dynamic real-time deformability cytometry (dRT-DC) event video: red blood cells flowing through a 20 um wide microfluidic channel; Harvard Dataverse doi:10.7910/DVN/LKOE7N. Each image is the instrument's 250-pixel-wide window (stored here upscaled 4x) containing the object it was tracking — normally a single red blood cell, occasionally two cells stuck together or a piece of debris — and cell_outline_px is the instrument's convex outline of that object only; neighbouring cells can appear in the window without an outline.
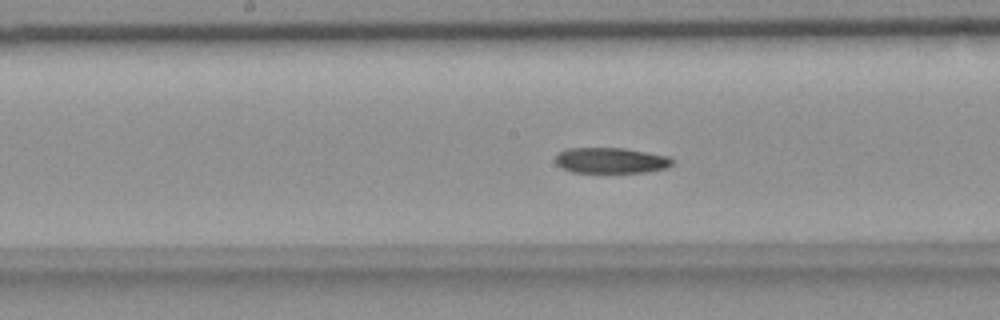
{"species": "common noctule bat (a hibernating species)", "species_latin": "Nyctalus noctula", "temperature_condition": "room temperature", "stored_images_in_passage": 49, "camera_frame_rate_fps": 3000, "um_per_image_px": 0.085, "animal": {"sex": "female", "body_mass_g": 18.4}, "frame": {"image": 1, "passage_image": 29, "time_ms": 9.333, "image_size_px": [1000, 320], "cell_outline_px": [[672, 164], [668, 168], [644, 172], [572, 172], [556, 164], [556, 156], [564, 148], [624, 148], [668, 156], [672, 160]], "centroid_in_image_um": [51.92, 13.63], "position_along_channel_um": 196.3, "area_um2": 17.34}}
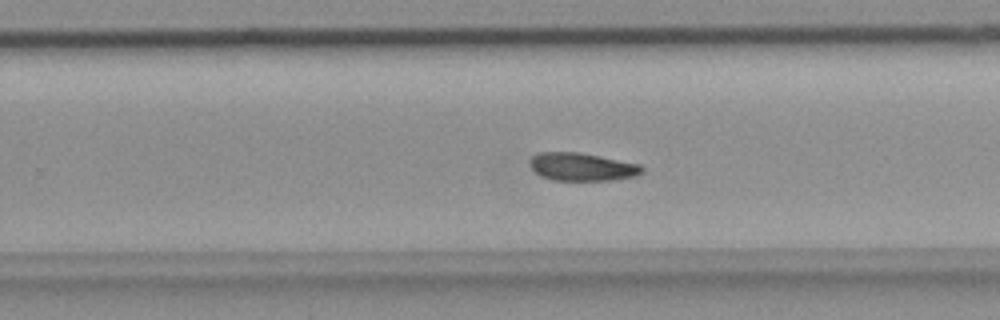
{"frame": {"image": 2, "passage_image": 36, "time_ms": 11.667, "image_size_px": [1000, 320], "cell_outline_px": [[644, 172], [636, 176], [612, 180], [552, 180], [540, 176], [528, 164], [528, 160], [532, 156], [540, 152], [580, 152], [640, 164], [644, 168]], "centroid_in_image_um": [49.46, 14.18], "position_along_channel_um": 280.3, "area_um2": 18.44}}
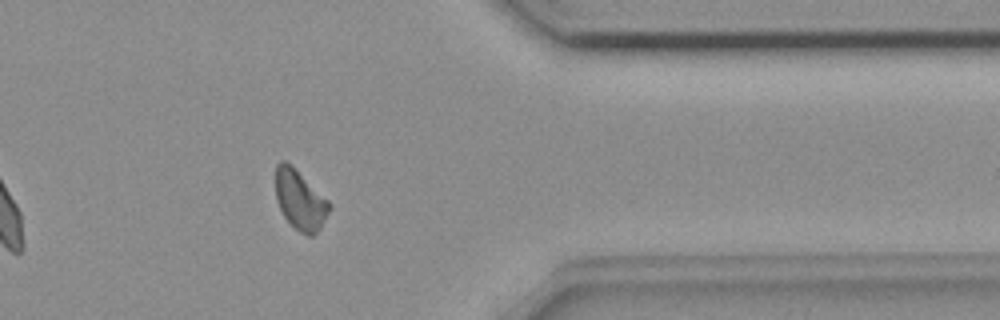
{"frame": {"image": 3, "passage_image": 46, "time_ms": 15.0, "image_size_px": [1000, 320], "cell_outline_px": [[332, 208], [320, 228], [312, 236], [308, 236], [300, 232], [284, 216], [276, 200], [276, 164], [280, 160], [284, 160], [328, 200], [332, 204]], "centroid_in_image_um": [25.51, 17.03], "position_along_channel_um": 385.9, "area_um2": 18.21}}